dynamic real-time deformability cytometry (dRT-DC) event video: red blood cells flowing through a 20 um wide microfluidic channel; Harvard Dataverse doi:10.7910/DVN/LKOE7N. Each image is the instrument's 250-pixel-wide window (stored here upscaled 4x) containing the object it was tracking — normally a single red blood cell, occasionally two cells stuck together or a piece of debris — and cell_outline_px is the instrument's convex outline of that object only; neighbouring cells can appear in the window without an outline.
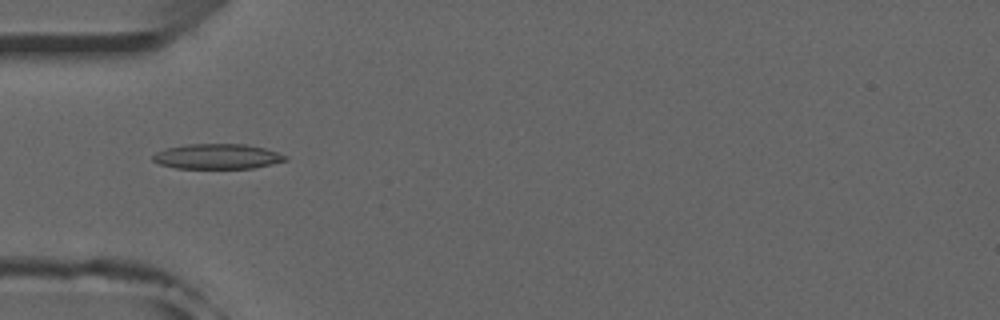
{"species": "common noctule bat (a hibernating species)", "species_latin": "Nyctalus noctula", "temperature_condition": "room temperature", "stored_images_in_passage": 42, "camera_frame_rate_fps": 3000, "um_per_image_px": 0.085, "animal": {"sex": "male", "forearm_length_mm": 52.5}, "frame": {"image": 1, "passage_image": 7, "time_ms": 2.0, "image_size_px": [1000, 320], "cell_outline_px": [[288, 160], [252, 168], [176, 168], [160, 164], [152, 160], [152, 156], [156, 152], [168, 148], [184, 144], [244, 144], [264, 148], [288, 156]], "centroid_in_image_um": [18.46, 13.29], "position_along_channel_um": 66.5, "area_um2": 19.25}}
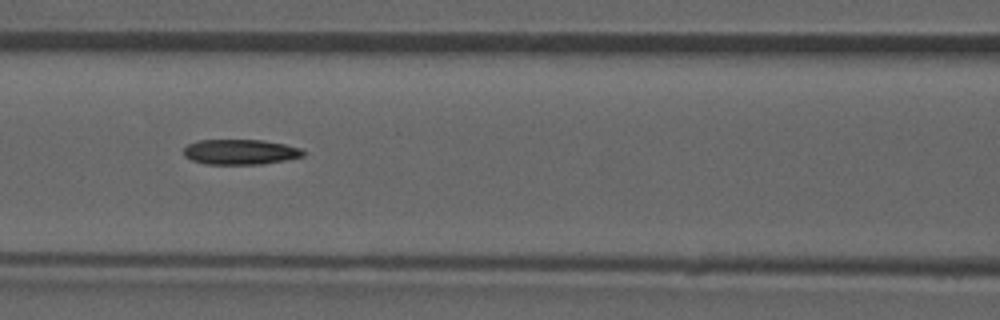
{"frame": {"image": 2, "passage_image": 13, "time_ms": 4.0, "image_size_px": [1000, 320], "cell_outline_px": [[304, 156], [284, 160], [260, 164], [208, 164], [192, 160], [184, 156], [184, 148], [188, 144], [200, 140], [264, 140], [284, 144], [300, 148], [304, 152]], "centroid_in_image_um": [20.42, 12.91], "position_along_channel_um": 146.2, "area_um2": 17.4}}
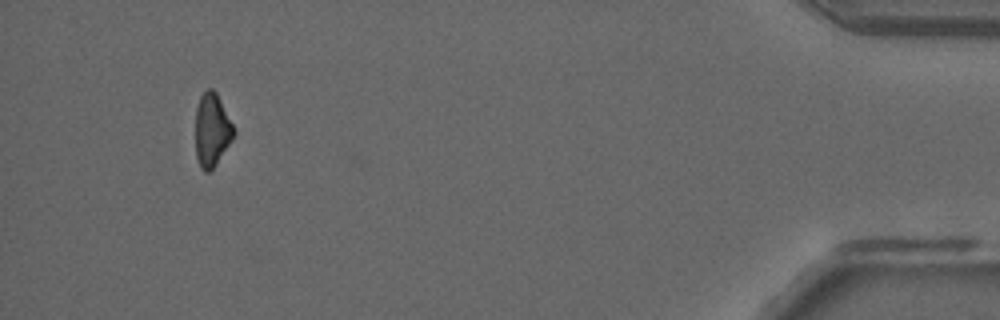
{"frame": {"image": 3, "passage_image": 39, "time_ms": 12.667, "image_size_px": [1000, 320], "cell_outline_px": [[236, 132], [232, 140], [216, 164], [208, 172], [204, 172], [200, 168], [196, 156], [196, 108], [200, 96], [208, 88], [212, 88], [216, 92]], "centroid_in_image_um": [18.0, 11.06], "position_along_channel_um": 417.2, "area_um2": 16.18}}